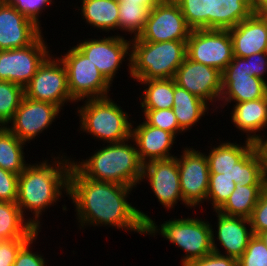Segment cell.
I'll return each instance as SVG.
<instances>
[{
	"label": "cell",
	"instance_id": "cell-1",
	"mask_svg": "<svg viewBox=\"0 0 267 266\" xmlns=\"http://www.w3.org/2000/svg\"><path fill=\"white\" fill-rule=\"evenodd\" d=\"M132 190L131 186L86 178L73 165L69 173L68 195L82 227L109 225L145 234L151 218L127 201Z\"/></svg>",
	"mask_w": 267,
	"mask_h": 266
},
{
	"label": "cell",
	"instance_id": "cell-2",
	"mask_svg": "<svg viewBox=\"0 0 267 266\" xmlns=\"http://www.w3.org/2000/svg\"><path fill=\"white\" fill-rule=\"evenodd\" d=\"M64 156V157H63ZM55 157V161L50 164L44 160L38 164H27L25 170L18 177V197L16 204L21 209L23 216L26 210L33 213L34 218L28 221L39 231L40 216L42 211L50 208L61 197L64 190L68 196L69 173L72 161L65 155ZM64 158V159H63ZM57 159V160H56ZM55 163V164H54ZM26 209V210H25ZM33 211V212H32Z\"/></svg>",
	"mask_w": 267,
	"mask_h": 266
},
{
	"label": "cell",
	"instance_id": "cell-3",
	"mask_svg": "<svg viewBox=\"0 0 267 266\" xmlns=\"http://www.w3.org/2000/svg\"><path fill=\"white\" fill-rule=\"evenodd\" d=\"M128 141L109 143L88 160L78 163L72 160V165L86 178L136 187L142 182L144 164L138 156L136 144L128 145Z\"/></svg>",
	"mask_w": 267,
	"mask_h": 266
},
{
	"label": "cell",
	"instance_id": "cell-4",
	"mask_svg": "<svg viewBox=\"0 0 267 266\" xmlns=\"http://www.w3.org/2000/svg\"><path fill=\"white\" fill-rule=\"evenodd\" d=\"M208 153L210 174L227 176L243 186L267 185L265 156L259 144L246 139L245 144L221 142Z\"/></svg>",
	"mask_w": 267,
	"mask_h": 266
},
{
	"label": "cell",
	"instance_id": "cell-5",
	"mask_svg": "<svg viewBox=\"0 0 267 266\" xmlns=\"http://www.w3.org/2000/svg\"><path fill=\"white\" fill-rule=\"evenodd\" d=\"M187 41L147 42L131 39V77L171 79L186 57Z\"/></svg>",
	"mask_w": 267,
	"mask_h": 266
},
{
	"label": "cell",
	"instance_id": "cell-6",
	"mask_svg": "<svg viewBox=\"0 0 267 266\" xmlns=\"http://www.w3.org/2000/svg\"><path fill=\"white\" fill-rule=\"evenodd\" d=\"M77 108L80 130L105 143H119L131 139L132 122L128 113L110 97L86 99Z\"/></svg>",
	"mask_w": 267,
	"mask_h": 266
},
{
	"label": "cell",
	"instance_id": "cell-7",
	"mask_svg": "<svg viewBox=\"0 0 267 266\" xmlns=\"http://www.w3.org/2000/svg\"><path fill=\"white\" fill-rule=\"evenodd\" d=\"M159 228L155 221L150 219L146 223L145 234L155 237L159 232L166 240L177 245L185 251L181 260L182 266L188 262L203 258L213 252L212 231L213 228L208 221L197 218H181L164 221ZM161 226V227H160ZM160 230V231H159Z\"/></svg>",
	"mask_w": 267,
	"mask_h": 266
},
{
	"label": "cell",
	"instance_id": "cell-8",
	"mask_svg": "<svg viewBox=\"0 0 267 266\" xmlns=\"http://www.w3.org/2000/svg\"><path fill=\"white\" fill-rule=\"evenodd\" d=\"M60 56L67 70L68 89L74 102L108 97L111 83L76 46Z\"/></svg>",
	"mask_w": 267,
	"mask_h": 266
},
{
	"label": "cell",
	"instance_id": "cell-9",
	"mask_svg": "<svg viewBox=\"0 0 267 266\" xmlns=\"http://www.w3.org/2000/svg\"><path fill=\"white\" fill-rule=\"evenodd\" d=\"M186 56L222 72L233 59L232 40L228 30H192L186 42Z\"/></svg>",
	"mask_w": 267,
	"mask_h": 266
},
{
	"label": "cell",
	"instance_id": "cell-10",
	"mask_svg": "<svg viewBox=\"0 0 267 266\" xmlns=\"http://www.w3.org/2000/svg\"><path fill=\"white\" fill-rule=\"evenodd\" d=\"M25 96L33 100L55 104L73 102L68 89L67 70L60 58L49 56L24 87Z\"/></svg>",
	"mask_w": 267,
	"mask_h": 266
},
{
	"label": "cell",
	"instance_id": "cell-11",
	"mask_svg": "<svg viewBox=\"0 0 267 266\" xmlns=\"http://www.w3.org/2000/svg\"><path fill=\"white\" fill-rule=\"evenodd\" d=\"M192 29L187 24L175 0H163L149 11L141 34V41H187Z\"/></svg>",
	"mask_w": 267,
	"mask_h": 266
},
{
	"label": "cell",
	"instance_id": "cell-12",
	"mask_svg": "<svg viewBox=\"0 0 267 266\" xmlns=\"http://www.w3.org/2000/svg\"><path fill=\"white\" fill-rule=\"evenodd\" d=\"M46 44L41 34L26 47L0 50V80L25 87L50 56Z\"/></svg>",
	"mask_w": 267,
	"mask_h": 266
},
{
	"label": "cell",
	"instance_id": "cell-13",
	"mask_svg": "<svg viewBox=\"0 0 267 266\" xmlns=\"http://www.w3.org/2000/svg\"><path fill=\"white\" fill-rule=\"evenodd\" d=\"M181 153L177 161L183 202L188 208L200 206L208 194L210 171L207 156L193 147H185Z\"/></svg>",
	"mask_w": 267,
	"mask_h": 266
},
{
	"label": "cell",
	"instance_id": "cell-14",
	"mask_svg": "<svg viewBox=\"0 0 267 266\" xmlns=\"http://www.w3.org/2000/svg\"><path fill=\"white\" fill-rule=\"evenodd\" d=\"M91 40V41H90ZM85 39L77 44V48L85 54L104 77L112 84L120 65L127 54L129 73H131V39L128 41L119 34L102 37V39Z\"/></svg>",
	"mask_w": 267,
	"mask_h": 266
},
{
	"label": "cell",
	"instance_id": "cell-15",
	"mask_svg": "<svg viewBox=\"0 0 267 266\" xmlns=\"http://www.w3.org/2000/svg\"><path fill=\"white\" fill-rule=\"evenodd\" d=\"M222 93L220 100L223 105L234 101L241 103L264 98L267 95V81L249 75L247 60L233 56L232 61L221 72Z\"/></svg>",
	"mask_w": 267,
	"mask_h": 266
},
{
	"label": "cell",
	"instance_id": "cell-16",
	"mask_svg": "<svg viewBox=\"0 0 267 266\" xmlns=\"http://www.w3.org/2000/svg\"><path fill=\"white\" fill-rule=\"evenodd\" d=\"M61 109L55 104L33 100L24 95L20 106L6 127L22 142L35 139L58 118Z\"/></svg>",
	"mask_w": 267,
	"mask_h": 266
},
{
	"label": "cell",
	"instance_id": "cell-17",
	"mask_svg": "<svg viewBox=\"0 0 267 266\" xmlns=\"http://www.w3.org/2000/svg\"><path fill=\"white\" fill-rule=\"evenodd\" d=\"M173 79L177 85L207 103L220 101L222 77L216 68L194 62L186 56Z\"/></svg>",
	"mask_w": 267,
	"mask_h": 266
},
{
	"label": "cell",
	"instance_id": "cell-18",
	"mask_svg": "<svg viewBox=\"0 0 267 266\" xmlns=\"http://www.w3.org/2000/svg\"><path fill=\"white\" fill-rule=\"evenodd\" d=\"M149 180L150 187L164 208H174L183 197L177 156L165 160H153L143 165V179Z\"/></svg>",
	"mask_w": 267,
	"mask_h": 266
},
{
	"label": "cell",
	"instance_id": "cell-19",
	"mask_svg": "<svg viewBox=\"0 0 267 266\" xmlns=\"http://www.w3.org/2000/svg\"><path fill=\"white\" fill-rule=\"evenodd\" d=\"M41 26L7 1L0 3V50L31 45L42 33Z\"/></svg>",
	"mask_w": 267,
	"mask_h": 266
},
{
	"label": "cell",
	"instance_id": "cell-20",
	"mask_svg": "<svg viewBox=\"0 0 267 266\" xmlns=\"http://www.w3.org/2000/svg\"><path fill=\"white\" fill-rule=\"evenodd\" d=\"M175 138L172 133L150 126L145 121L135 128L132 125L131 141L136 143L137 153L143 164L175 157L169 152Z\"/></svg>",
	"mask_w": 267,
	"mask_h": 266
},
{
	"label": "cell",
	"instance_id": "cell-21",
	"mask_svg": "<svg viewBox=\"0 0 267 266\" xmlns=\"http://www.w3.org/2000/svg\"><path fill=\"white\" fill-rule=\"evenodd\" d=\"M232 40L233 56L246 58L266 52L267 24L258 13H252L228 30Z\"/></svg>",
	"mask_w": 267,
	"mask_h": 266
},
{
	"label": "cell",
	"instance_id": "cell-22",
	"mask_svg": "<svg viewBox=\"0 0 267 266\" xmlns=\"http://www.w3.org/2000/svg\"><path fill=\"white\" fill-rule=\"evenodd\" d=\"M217 213V239L226 250L225 256L239 259L254 235L250 219ZM248 226V227H247ZM249 228V229H248Z\"/></svg>",
	"mask_w": 267,
	"mask_h": 266
},
{
	"label": "cell",
	"instance_id": "cell-23",
	"mask_svg": "<svg viewBox=\"0 0 267 266\" xmlns=\"http://www.w3.org/2000/svg\"><path fill=\"white\" fill-rule=\"evenodd\" d=\"M233 109L231 119L234 126L247 133L246 139L259 144L263 136L256 135V132L263 131L267 126V95L264 98L236 103Z\"/></svg>",
	"mask_w": 267,
	"mask_h": 266
},
{
	"label": "cell",
	"instance_id": "cell-24",
	"mask_svg": "<svg viewBox=\"0 0 267 266\" xmlns=\"http://www.w3.org/2000/svg\"><path fill=\"white\" fill-rule=\"evenodd\" d=\"M210 104L188 92L174 81L173 112L177 123L183 131L191 130L209 109Z\"/></svg>",
	"mask_w": 267,
	"mask_h": 266
},
{
	"label": "cell",
	"instance_id": "cell-25",
	"mask_svg": "<svg viewBox=\"0 0 267 266\" xmlns=\"http://www.w3.org/2000/svg\"><path fill=\"white\" fill-rule=\"evenodd\" d=\"M81 16L86 23L103 31L118 29V0H81Z\"/></svg>",
	"mask_w": 267,
	"mask_h": 266
},
{
	"label": "cell",
	"instance_id": "cell-26",
	"mask_svg": "<svg viewBox=\"0 0 267 266\" xmlns=\"http://www.w3.org/2000/svg\"><path fill=\"white\" fill-rule=\"evenodd\" d=\"M26 219L16 203L0 201V241L30 239L40 232Z\"/></svg>",
	"mask_w": 267,
	"mask_h": 266
},
{
	"label": "cell",
	"instance_id": "cell-27",
	"mask_svg": "<svg viewBox=\"0 0 267 266\" xmlns=\"http://www.w3.org/2000/svg\"><path fill=\"white\" fill-rule=\"evenodd\" d=\"M267 185L243 186L240 182L225 203L217 210L228 216L250 219L262 191Z\"/></svg>",
	"mask_w": 267,
	"mask_h": 266
},
{
	"label": "cell",
	"instance_id": "cell-28",
	"mask_svg": "<svg viewBox=\"0 0 267 266\" xmlns=\"http://www.w3.org/2000/svg\"><path fill=\"white\" fill-rule=\"evenodd\" d=\"M24 145L6 126H0V168L20 175L28 164L24 158Z\"/></svg>",
	"mask_w": 267,
	"mask_h": 266
},
{
	"label": "cell",
	"instance_id": "cell-29",
	"mask_svg": "<svg viewBox=\"0 0 267 266\" xmlns=\"http://www.w3.org/2000/svg\"><path fill=\"white\" fill-rule=\"evenodd\" d=\"M148 86L141 95L142 109H172L174 101V79L137 80ZM143 96V97H142ZM143 100V101H142Z\"/></svg>",
	"mask_w": 267,
	"mask_h": 266
},
{
	"label": "cell",
	"instance_id": "cell-30",
	"mask_svg": "<svg viewBox=\"0 0 267 266\" xmlns=\"http://www.w3.org/2000/svg\"><path fill=\"white\" fill-rule=\"evenodd\" d=\"M192 30L215 29V0H175Z\"/></svg>",
	"mask_w": 267,
	"mask_h": 266
},
{
	"label": "cell",
	"instance_id": "cell-31",
	"mask_svg": "<svg viewBox=\"0 0 267 266\" xmlns=\"http://www.w3.org/2000/svg\"><path fill=\"white\" fill-rule=\"evenodd\" d=\"M252 13L248 0H215V29L229 30Z\"/></svg>",
	"mask_w": 267,
	"mask_h": 266
},
{
	"label": "cell",
	"instance_id": "cell-32",
	"mask_svg": "<svg viewBox=\"0 0 267 266\" xmlns=\"http://www.w3.org/2000/svg\"><path fill=\"white\" fill-rule=\"evenodd\" d=\"M119 5V24L118 29L135 34L137 38L144 29L148 18L149 9L141 4L118 1Z\"/></svg>",
	"mask_w": 267,
	"mask_h": 266
},
{
	"label": "cell",
	"instance_id": "cell-33",
	"mask_svg": "<svg viewBox=\"0 0 267 266\" xmlns=\"http://www.w3.org/2000/svg\"><path fill=\"white\" fill-rule=\"evenodd\" d=\"M24 87L0 80V126H7L24 97Z\"/></svg>",
	"mask_w": 267,
	"mask_h": 266
},
{
	"label": "cell",
	"instance_id": "cell-34",
	"mask_svg": "<svg viewBox=\"0 0 267 266\" xmlns=\"http://www.w3.org/2000/svg\"><path fill=\"white\" fill-rule=\"evenodd\" d=\"M235 189V182L227 176L210 174L207 201H212L214 211L218 210Z\"/></svg>",
	"mask_w": 267,
	"mask_h": 266
},
{
	"label": "cell",
	"instance_id": "cell-35",
	"mask_svg": "<svg viewBox=\"0 0 267 266\" xmlns=\"http://www.w3.org/2000/svg\"><path fill=\"white\" fill-rule=\"evenodd\" d=\"M145 122L172 133L175 137L184 132L178 125L173 109H143Z\"/></svg>",
	"mask_w": 267,
	"mask_h": 266
},
{
	"label": "cell",
	"instance_id": "cell-36",
	"mask_svg": "<svg viewBox=\"0 0 267 266\" xmlns=\"http://www.w3.org/2000/svg\"><path fill=\"white\" fill-rule=\"evenodd\" d=\"M238 266H267V247L258 235H253L242 256L237 260Z\"/></svg>",
	"mask_w": 267,
	"mask_h": 266
},
{
	"label": "cell",
	"instance_id": "cell-37",
	"mask_svg": "<svg viewBox=\"0 0 267 266\" xmlns=\"http://www.w3.org/2000/svg\"><path fill=\"white\" fill-rule=\"evenodd\" d=\"M215 235V236H214ZM216 234L212 231L213 252L203 258L195 259L188 262L185 266H238L237 259L221 254V251L215 244Z\"/></svg>",
	"mask_w": 267,
	"mask_h": 266
},
{
	"label": "cell",
	"instance_id": "cell-38",
	"mask_svg": "<svg viewBox=\"0 0 267 266\" xmlns=\"http://www.w3.org/2000/svg\"><path fill=\"white\" fill-rule=\"evenodd\" d=\"M10 5L21 11L27 18L33 20L38 26L39 14L46 6L53 3L52 0H6Z\"/></svg>",
	"mask_w": 267,
	"mask_h": 266
},
{
	"label": "cell",
	"instance_id": "cell-39",
	"mask_svg": "<svg viewBox=\"0 0 267 266\" xmlns=\"http://www.w3.org/2000/svg\"><path fill=\"white\" fill-rule=\"evenodd\" d=\"M19 175L0 168V201L16 203Z\"/></svg>",
	"mask_w": 267,
	"mask_h": 266
},
{
	"label": "cell",
	"instance_id": "cell-40",
	"mask_svg": "<svg viewBox=\"0 0 267 266\" xmlns=\"http://www.w3.org/2000/svg\"><path fill=\"white\" fill-rule=\"evenodd\" d=\"M250 222L254 235L267 231V186L253 209Z\"/></svg>",
	"mask_w": 267,
	"mask_h": 266
},
{
	"label": "cell",
	"instance_id": "cell-41",
	"mask_svg": "<svg viewBox=\"0 0 267 266\" xmlns=\"http://www.w3.org/2000/svg\"><path fill=\"white\" fill-rule=\"evenodd\" d=\"M36 232L19 250L13 266H46V261L41 254L32 252V244L37 239ZM31 248V250L29 249Z\"/></svg>",
	"mask_w": 267,
	"mask_h": 266
},
{
	"label": "cell",
	"instance_id": "cell-42",
	"mask_svg": "<svg viewBox=\"0 0 267 266\" xmlns=\"http://www.w3.org/2000/svg\"><path fill=\"white\" fill-rule=\"evenodd\" d=\"M29 239H13L0 241V266H13L21 247Z\"/></svg>",
	"mask_w": 267,
	"mask_h": 266
},
{
	"label": "cell",
	"instance_id": "cell-43",
	"mask_svg": "<svg viewBox=\"0 0 267 266\" xmlns=\"http://www.w3.org/2000/svg\"><path fill=\"white\" fill-rule=\"evenodd\" d=\"M247 60V68L249 75L264 79L267 73V52L252 54L245 58Z\"/></svg>",
	"mask_w": 267,
	"mask_h": 266
},
{
	"label": "cell",
	"instance_id": "cell-44",
	"mask_svg": "<svg viewBox=\"0 0 267 266\" xmlns=\"http://www.w3.org/2000/svg\"><path fill=\"white\" fill-rule=\"evenodd\" d=\"M118 1H126V2H132V3H138L145 7H147L149 10L154 8L156 5L161 3L163 0H118Z\"/></svg>",
	"mask_w": 267,
	"mask_h": 266
},
{
	"label": "cell",
	"instance_id": "cell-45",
	"mask_svg": "<svg viewBox=\"0 0 267 266\" xmlns=\"http://www.w3.org/2000/svg\"><path fill=\"white\" fill-rule=\"evenodd\" d=\"M253 13H258L262 8L267 6V0H248Z\"/></svg>",
	"mask_w": 267,
	"mask_h": 266
},
{
	"label": "cell",
	"instance_id": "cell-46",
	"mask_svg": "<svg viewBox=\"0 0 267 266\" xmlns=\"http://www.w3.org/2000/svg\"><path fill=\"white\" fill-rule=\"evenodd\" d=\"M260 148L262 149L264 156H265V161H266V167H267V138L263 139L260 143Z\"/></svg>",
	"mask_w": 267,
	"mask_h": 266
},
{
	"label": "cell",
	"instance_id": "cell-47",
	"mask_svg": "<svg viewBox=\"0 0 267 266\" xmlns=\"http://www.w3.org/2000/svg\"><path fill=\"white\" fill-rule=\"evenodd\" d=\"M258 14L260 15V17L266 22L267 24V6H265L264 8H262Z\"/></svg>",
	"mask_w": 267,
	"mask_h": 266
},
{
	"label": "cell",
	"instance_id": "cell-48",
	"mask_svg": "<svg viewBox=\"0 0 267 266\" xmlns=\"http://www.w3.org/2000/svg\"><path fill=\"white\" fill-rule=\"evenodd\" d=\"M258 236L262 239L265 246L267 247V231L259 233Z\"/></svg>",
	"mask_w": 267,
	"mask_h": 266
}]
</instances>
